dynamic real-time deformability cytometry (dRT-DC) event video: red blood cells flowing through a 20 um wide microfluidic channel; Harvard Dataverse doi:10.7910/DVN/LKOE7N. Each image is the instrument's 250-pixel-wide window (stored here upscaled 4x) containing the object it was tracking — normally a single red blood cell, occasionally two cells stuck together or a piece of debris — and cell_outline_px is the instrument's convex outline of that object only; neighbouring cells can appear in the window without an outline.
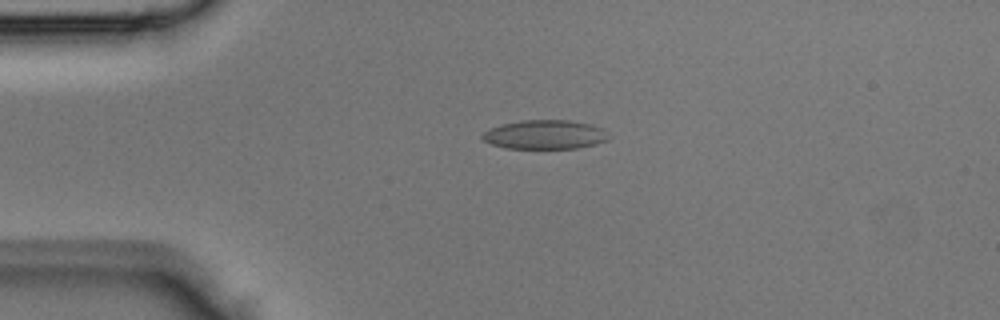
{"species": "Egyptian fruit bat (a non-hibernating species)", "species_latin": "Rousettus aegyptiacus", "temperature_condition": "room temperature", "stored_images_in_passage": 4, "camera_frame_rate_fps": 3000, "um_per_image_px": 0.085, "animal": {"sex": "male"}, "frame": {"image": 1, "passage_image": 3, "time_ms": 0.667, "image_size_px": [1000, 320], "cell_outline_px": [[612, 136], [608, 140], [596, 144], [576, 148], [504, 148], [492, 144], [484, 140], [480, 136], [488, 128], [500, 124], [520, 120], [568, 120], [592, 124], [604, 128]], "centroid_in_image_um": [46.35, 11.43], "position_along_channel_um": 38.6, "area_um2": 21.73}}